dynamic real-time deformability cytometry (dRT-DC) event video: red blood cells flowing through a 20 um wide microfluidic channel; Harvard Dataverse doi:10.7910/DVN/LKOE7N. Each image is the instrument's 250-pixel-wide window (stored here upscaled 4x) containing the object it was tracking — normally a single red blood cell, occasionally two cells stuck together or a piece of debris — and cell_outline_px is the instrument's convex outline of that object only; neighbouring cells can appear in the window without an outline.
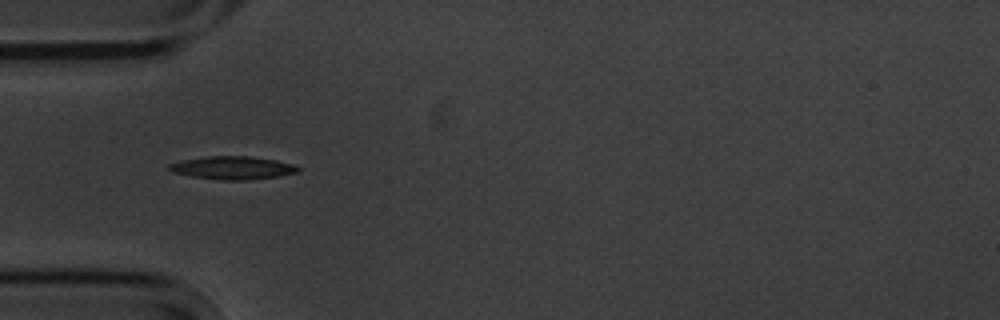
{"species": "common noctule bat (a hibernating species)", "species_latin": "Nyctalus noctula", "temperature_condition": "cold", "stored_images_in_passage": 5, "camera_frame_rate_fps": 3000, "um_per_image_px": 0.085, "animal": {"sex": "male", "body_mass_g": 20.1, "forearm_length_mm": 53.5}, "frame": {"image": 1, "passage_image": 4, "time_ms": 3.667, "image_size_px": [1000, 320], "cell_outline_px": [[300, 172], [280, 176], [244, 180], [220, 180], [192, 176], [172, 172], [168, 168], [168, 164], [180, 160], [208, 156], [248, 156], [276, 160], [292, 164], [300, 168]], "centroid_in_image_um": [19.77, 14.26], "position_along_channel_um": 65.2, "area_um2": 17.34}}
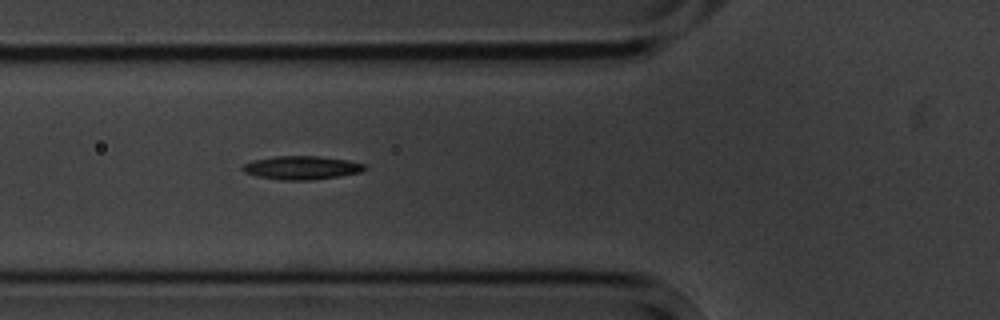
{"frame": {"image": 2, "passage_image": 5, "time_ms": 4.667, "image_size_px": [1000, 320], "cell_outline_px": [[368, 168], [360, 172], [312, 180], [280, 180], [256, 176], [244, 172], [240, 168], [244, 164], [252, 160], [276, 156], [316, 156], [348, 160], [368, 164]], "centroid_in_image_um": [25.63, 14.25], "position_along_channel_um": 100.2, "area_um2": 16.76}}